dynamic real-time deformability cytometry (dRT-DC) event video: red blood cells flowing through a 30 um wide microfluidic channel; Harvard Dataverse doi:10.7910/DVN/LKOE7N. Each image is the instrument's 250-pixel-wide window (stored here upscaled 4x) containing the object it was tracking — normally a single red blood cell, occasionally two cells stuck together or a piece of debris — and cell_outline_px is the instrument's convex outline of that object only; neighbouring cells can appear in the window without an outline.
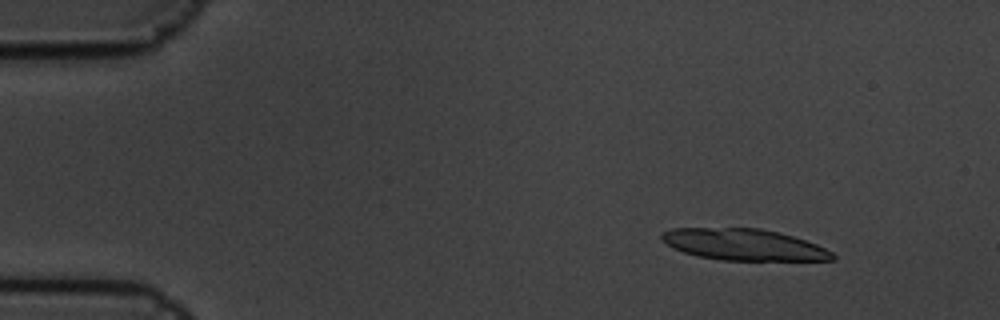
{"species": "common noctule bat (a hibernating species)", "species_latin": "Nyctalus noctula", "temperature_condition": "cold", "stored_images_in_passage": 4, "camera_frame_rate_fps": 3000, "um_per_image_px": 0.085, "animal": {"sex": "male", "body_mass_g": 19.5, "forearm_length_mm": 54.6}, "frame": {"image": 1, "passage_image": 1, "time_ms": 0.0, "image_size_px": [1000, 320], "cell_outline_px": [[836, 260], [720, 260], [696, 256], [672, 248], [660, 236], [660, 232], [672, 228], [760, 228], [792, 236], [816, 244], [832, 252], [836, 256]], "centroid_in_image_um": [63.19, 20.79], "position_along_channel_um": 21.8, "area_um2": 31.15}}